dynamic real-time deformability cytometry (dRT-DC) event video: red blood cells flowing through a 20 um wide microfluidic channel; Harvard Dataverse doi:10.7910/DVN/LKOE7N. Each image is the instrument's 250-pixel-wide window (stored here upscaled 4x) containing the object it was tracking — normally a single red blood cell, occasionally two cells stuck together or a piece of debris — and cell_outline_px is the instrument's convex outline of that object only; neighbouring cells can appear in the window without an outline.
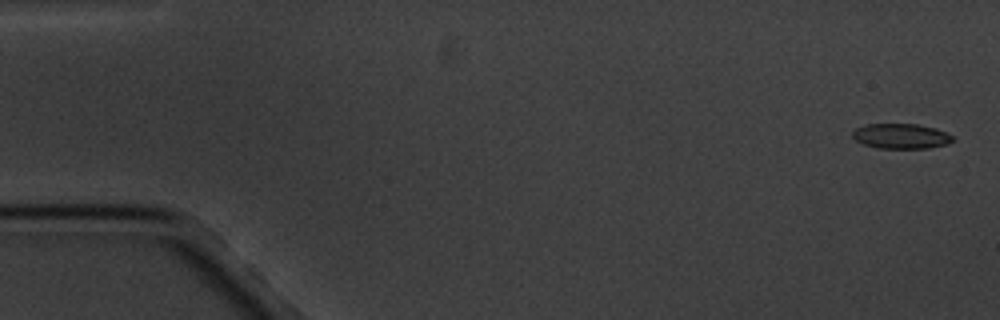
{"species": "common noctule bat (a hibernating species)", "species_latin": "Nyctalus noctula", "temperature_condition": "cold", "stored_images_in_passage": 5, "camera_frame_rate_fps": 3000, "um_per_image_px": 0.085, "animal": {"sex": "male", "body_mass_g": 20.1, "forearm_length_mm": 53.5}, "frame": {"image": 1, "passage_image": 1, "time_ms": 0.0, "image_size_px": [1000, 320], "cell_outline_px": [[956, 140], [948, 144], [928, 148], [880, 148], [864, 144], [856, 140], [852, 136], [852, 132], [856, 128], [868, 124], [916, 124], [936, 128], [952, 136]], "centroid_in_image_um": [76.61, 11.57], "position_along_channel_um": 8.4, "area_um2": 14.57}}